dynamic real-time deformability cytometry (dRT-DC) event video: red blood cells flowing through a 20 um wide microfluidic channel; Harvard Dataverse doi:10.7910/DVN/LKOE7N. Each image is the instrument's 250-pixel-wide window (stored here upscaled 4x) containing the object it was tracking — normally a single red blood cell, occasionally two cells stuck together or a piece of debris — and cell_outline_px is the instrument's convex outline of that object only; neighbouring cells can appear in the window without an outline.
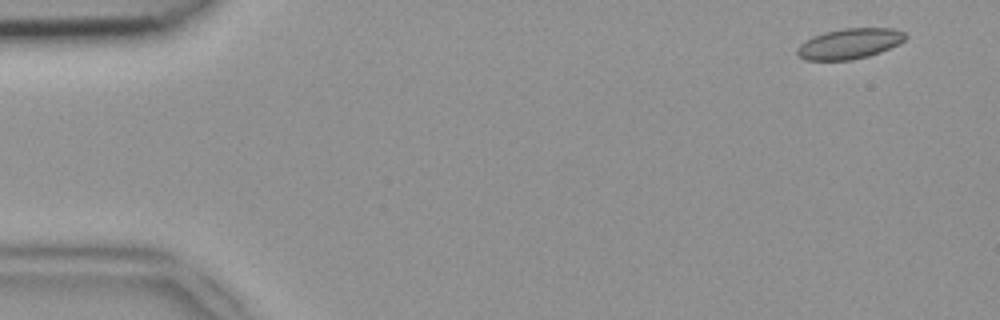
{"species": "common noctule bat (a hibernating species)", "species_latin": "Nyctalus noctula", "temperature_condition": "room temperature", "stored_images_in_passage": 49, "camera_frame_rate_fps": 3000, "um_per_image_px": 0.085, "animal": {"sex": "female", "body_mass_g": 18.4}, "frame": {"image": 1, "passage_image": 3, "time_ms": 0.667, "image_size_px": [1000, 320], "cell_outline_px": [[908, 36], [904, 40], [880, 52], [868, 56], [852, 60], [804, 60], [796, 56], [796, 48], [800, 44], [812, 36], [824, 32], [844, 28], [892, 28], [908, 32]], "centroid_in_image_um": [72.18, 3.71], "position_along_channel_um": 12.8, "area_um2": 19.36}}
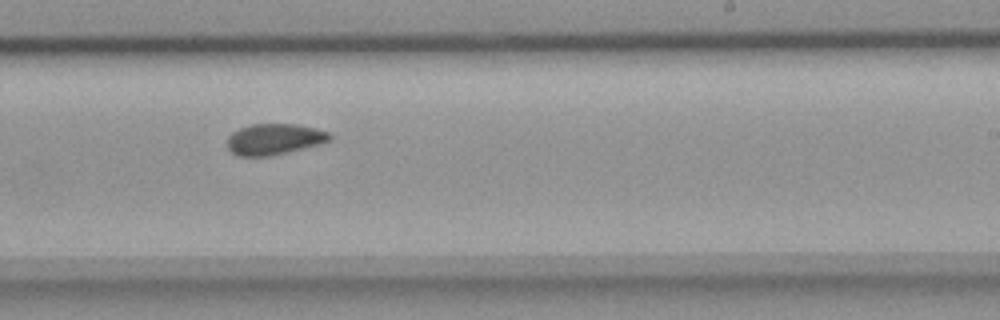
{"frame": {"image": 2, "passage_image": 30, "time_ms": 9.667, "image_size_px": [1000, 320], "cell_outline_px": [[332, 140], [320, 144], [272, 156], [236, 156], [228, 148], [228, 136], [232, 132], [240, 128], [252, 124], [296, 124], [316, 128], [328, 132], [332, 136]], "centroid_in_image_um": [23.33, 11.83], "position_along_channel_um": 265.7, "area_um2": 18.61}}
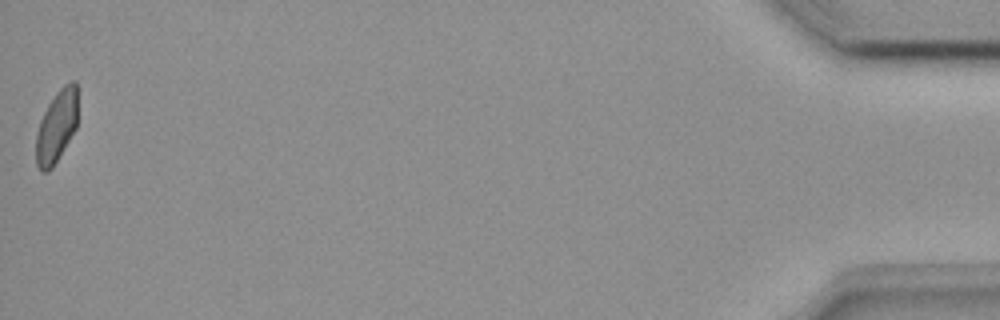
{"frame": {"image": 3, "passage_image": 49, "time_ms": 16.0, "image_size_px": [1000, 320], "cell_outline_px": [[76, 128], [52, 168], [48, 172], [40, 172], [36, 164], [36, 132], [40, 120], [48, 104], [56, 92], [64, 84], [72, 80], [76, 80]], "centroid_in_image_um": [4.78, 10.76], "position_along_channel_um": 430.4, "area_um2": 17.46}}